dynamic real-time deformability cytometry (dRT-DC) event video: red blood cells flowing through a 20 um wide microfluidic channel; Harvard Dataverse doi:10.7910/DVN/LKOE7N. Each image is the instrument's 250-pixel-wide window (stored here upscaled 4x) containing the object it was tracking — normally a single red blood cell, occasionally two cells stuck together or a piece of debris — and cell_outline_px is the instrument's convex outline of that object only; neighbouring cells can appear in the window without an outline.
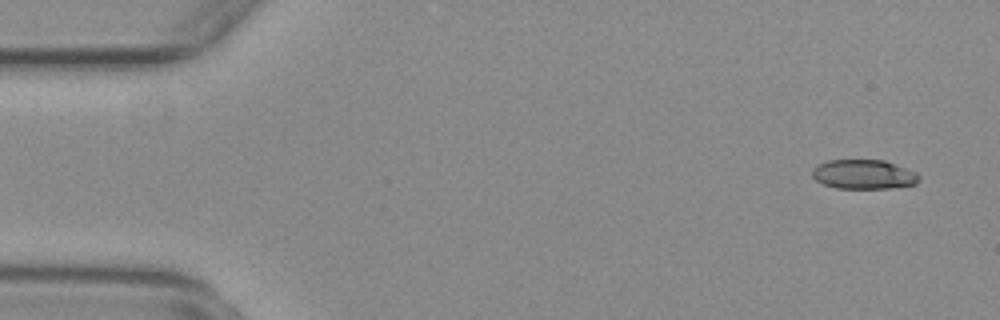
{"species": "common noctule bat (a hibernating species)", "species_latin": "Nyctalus noctula", "temperature_condition": "warm", "stored_images_in_passage": 6, "camera_frame_rate_fps": 3000, "um_per_image_px": 0.085, "animal": {"sex": "female", "body_mass_g": 29.2, "forearm_length_mm": 56.3}, "frame": {"image": 1, "passage_image": 3, "time_ms": 0.667, "image_size_px": [1000, 320], "cell_outline_px": [[920, 176], [916, 184], [892, 188], [836, 188], [824, 184], [816, 180], [812, 176], [812, 168], [828, 160], [884, 160], [916, 172]], "centroid_in_image_um": [73.41, 14.82], "position_along_channel_um": 11.6, "area_um2": 18.21}}